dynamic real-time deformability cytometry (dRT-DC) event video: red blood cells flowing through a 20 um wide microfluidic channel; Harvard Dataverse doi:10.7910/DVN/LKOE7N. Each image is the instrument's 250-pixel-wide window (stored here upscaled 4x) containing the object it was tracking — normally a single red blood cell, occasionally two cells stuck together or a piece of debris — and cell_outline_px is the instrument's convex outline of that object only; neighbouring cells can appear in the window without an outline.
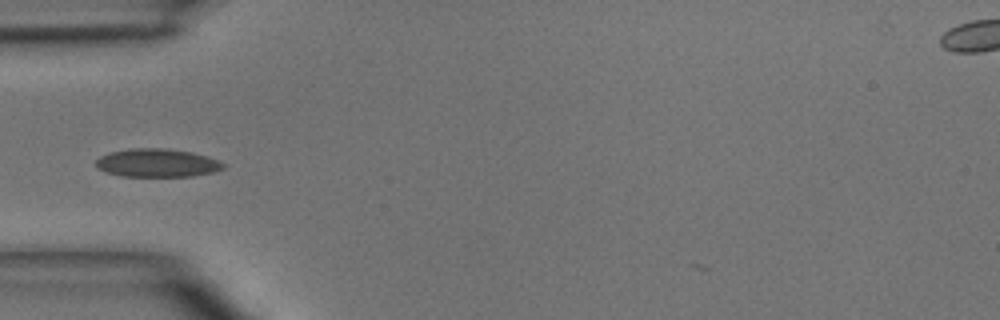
{"species": "common noctule bat (a hibernating species)", "species_latin": "Nyctalus noctula", "temperature_condition": "room temperature", "stored_images_in_passage": 6, "camera_frame_rate_fps": 3000, "um_per_image_px": 0.085, "animal": {"sex": "male", "body_mass_g": 15.6}, "frame": {"image": 1, "passage_image": 4, "time_ms": 4.333, "image_size_px": [1000, 320], "cell_outline_px": [[224, 168], [212, 172], [192, 176], [120, 176], [104, 172], [96, 168], [96, 160], [100, 156], [112, 152], [132, 148], [160, 148], [192, 152], [208, 156], [224, 164]], "centroid_in_image_um": [13.32, 13.85], "position_along_channel_um": 71.7, "area_um2": 20.87}}
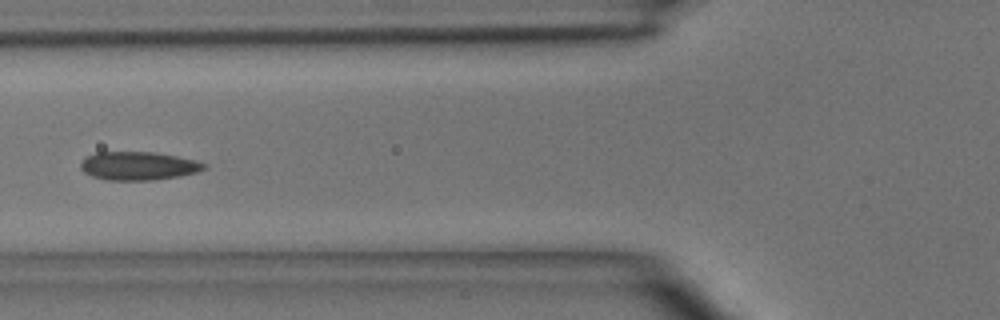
{"frame": {"image": 2, "passage_image": 5, "time_ms": 5.333, "image_size_px": [1000, 320], "cell_outline_px": [[208, 164], [204, 168], [196, 172], [180, 176], [156, 180], [108, 180], [92, 176], [84, 172], [80, 168], [80, 164], [88, 156], [96, 152], [156, 152], [196, 160]], "centroid_in_image_um": [11.78, 14.1], "position_along_channel_um": 114.0, "area_um2": 20.4}}